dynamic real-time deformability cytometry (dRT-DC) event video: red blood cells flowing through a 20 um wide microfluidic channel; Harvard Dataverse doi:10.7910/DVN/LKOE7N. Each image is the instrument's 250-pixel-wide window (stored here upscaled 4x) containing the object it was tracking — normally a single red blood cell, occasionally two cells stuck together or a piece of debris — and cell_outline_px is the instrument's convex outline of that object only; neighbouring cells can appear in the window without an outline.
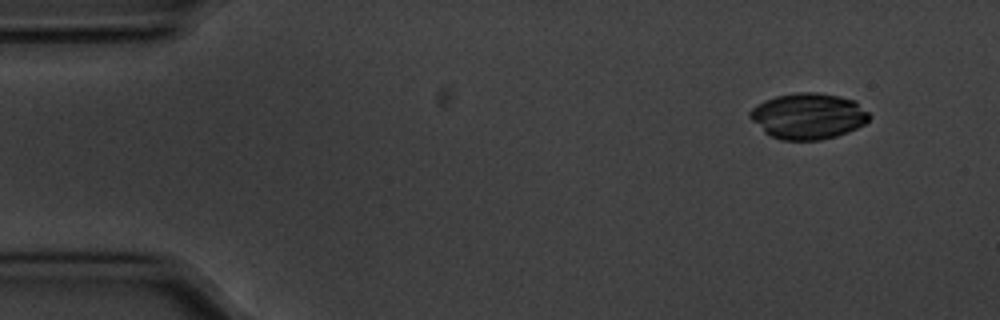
{"species": "common noctule bat (a hibernating species)", "species_latin": "Nyctalus noctula", "temperature_condition": "cold", "stored_images_in_passage": 52, "camera_frame_rate_fps": 3000, "um_per_image_px": 0.085, "animal": {"sex": "male", "body_mass_g": 20.1, "forearm_length_mm": 53.5}, "frame": {"image": 1, "passage_image": 1, "time_ms": 0.0, "image_size_px": [1000, 320], "cell_outline_px": [[872, 116], [864, 124], [848, 132], [836, 136], [820, 140], [780, 140], [764, 132], [748, 116], [748, 112], [752, 108], [764, 100], [776, 96], [796, 92], [816, 92], [840, 96], [856, 100]], "centroid_in_image_um": [68.7, 9.86], "position_along_channel_um": 16.3, "area_um2": 32.14}}
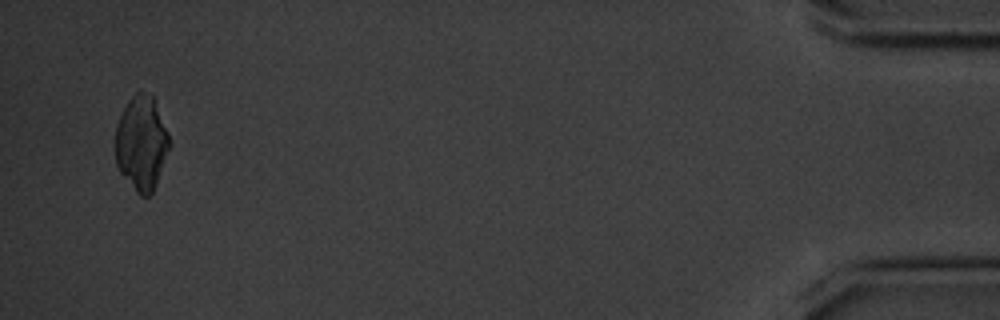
{"frame": {"image": 2, "passage_image": 50, "time_ms": 16.333, "image_size_px": [1000, 320], "cell_outline_px": [[168, 148], [156, 184], [152, 192], [148, 196], [140, 196], [136, 192], [120, 172], [116, 164], [116, 124], [128, 100], [140, 88], [152, 92], [168, 136]], "centroid_in_image_um": [11.99, 12.11], "position_along_channel_um": 423.2, "area_um2": 29.42}}